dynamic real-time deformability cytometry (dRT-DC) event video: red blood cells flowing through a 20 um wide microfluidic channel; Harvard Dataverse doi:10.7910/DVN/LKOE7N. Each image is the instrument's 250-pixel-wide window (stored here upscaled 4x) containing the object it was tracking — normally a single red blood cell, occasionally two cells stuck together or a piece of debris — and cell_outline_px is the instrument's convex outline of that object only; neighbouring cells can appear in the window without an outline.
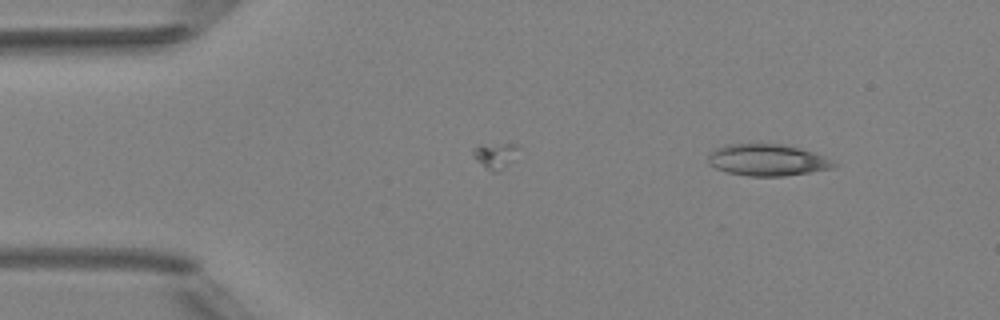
{"species": "Egyptian fruit bat (a non-hibernating species)", "species_latin": "Rousettus aegyptiacus", "temperature_condition": "room temperature", "stored_images_in_passage": 3, "camera_frame_rate_fps": 3000, "um_per_image_px": 0.085, "animal": {"sex": "female"}, "frame": {"image": 1, "passage_image": 1, "time_ms": 0.0, "image_size_px": [1000, 320], "cell_outline_px": [[840, 164], [832, 168], [784, 176], [748, 176], [728, 172], [716, 168], [708, 164], [708, 152], [716, 148], [728, 144], [784, 144], [800, 148], [824, 156]], "centroid_in_image_um": [65.21, 13.6], "position_along_channel_um": 19.8, "area_um2": 23.18}}